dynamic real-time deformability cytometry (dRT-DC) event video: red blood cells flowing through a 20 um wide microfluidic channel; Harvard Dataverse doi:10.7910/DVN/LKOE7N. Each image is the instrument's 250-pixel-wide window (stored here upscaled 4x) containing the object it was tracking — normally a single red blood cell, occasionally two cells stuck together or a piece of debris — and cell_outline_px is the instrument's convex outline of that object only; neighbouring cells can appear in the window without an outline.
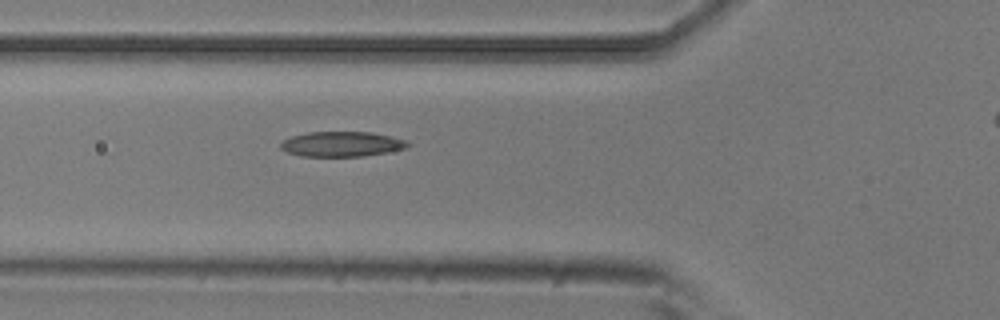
{"species": "common noctule bat (a hibernating species)", "species_latin": "Nyctalus noctula", "temperature_condition": "room temperature", "stored_images_in_passage": 4, "segment_of_instrument_passage": [1, 2], "camera_frame_rate_fps": 3000, "um_per_image_px": 0.085, "animal": {"sex": "male", "body_mass_g": 20.5, "forearm_length_mm": 52.5}, "frame": {"image": 1, "passage_image": 3, "time_ms": 0.667, "image_size_px": [1000, 320], "cell_outline_px": [[412, 144], [404, 148], [388, 152], [364, 156], [300, 156], [288, 152], [280, 148], [280, 144], [284, 140], [292, 136], [308, 132], [372, 132], [392, 136], [408, 140]], "centroid_in_image_um": [29.09, 12.24], "position_along_channel_um": 96.7, "area_um2": 18.61}}